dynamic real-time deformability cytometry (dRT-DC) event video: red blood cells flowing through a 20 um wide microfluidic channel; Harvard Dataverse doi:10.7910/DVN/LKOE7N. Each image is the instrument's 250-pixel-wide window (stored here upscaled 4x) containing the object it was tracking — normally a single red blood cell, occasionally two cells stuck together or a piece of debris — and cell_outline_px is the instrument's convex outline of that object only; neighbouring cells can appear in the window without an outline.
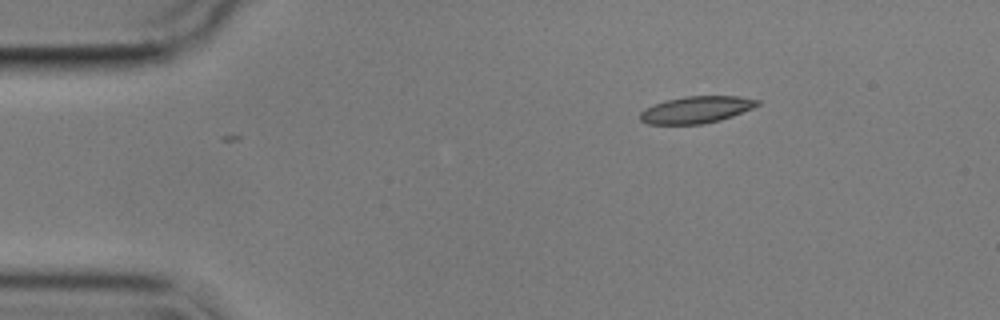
{"species": "common noctule bat (a hibernating species)", "species_latin": "Nyctalus noctula", "temperature_condition": "cold", "stored_images_in_passage": 2, "camera_frame_rate_fps": 3000, "um_per_image_px": 0.085, "animal": {"sex": "male", "body_mass_g": 17.9}, "frame": {"image": 1, "passage_image": 1, "time_ms": 0.0, "image_size_px": [1000, 320], "cell_outline_px": [[760, 104], [752, 108], [732, 116], [720, 120], [704, 124], [648, 124], [640, 120], [640, 112], [644, 108], [668, 100], [684, 96], [740, 96], [760, 100]], "centroid_in_image_um": [59.2, 9.32], "position_along_channel_um": 25.8, "area_um2": 18.32}}